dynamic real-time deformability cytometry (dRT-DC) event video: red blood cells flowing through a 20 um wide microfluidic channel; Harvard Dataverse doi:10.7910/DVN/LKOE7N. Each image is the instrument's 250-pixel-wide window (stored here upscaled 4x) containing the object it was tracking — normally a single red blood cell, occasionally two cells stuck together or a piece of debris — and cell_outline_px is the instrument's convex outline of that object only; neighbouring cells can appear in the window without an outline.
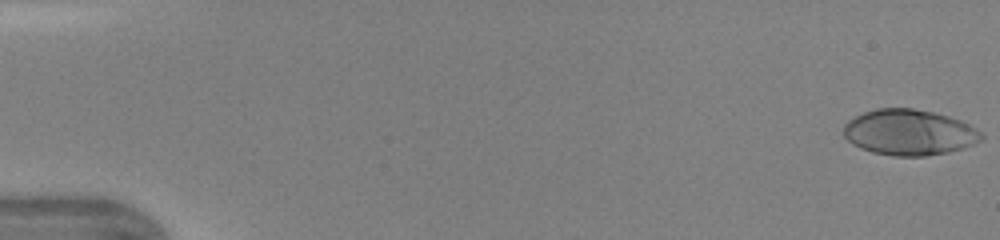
{"species": "human", "species_latin": "Homo sapiens", "temperature_condition": "warm", "stored_images_in_passage": 45, "camera_frame_rate_fps": 3000, "um_per_image_px": 0.085, "donor": {"sex": "female"}, "frame": {"image": 1, "passage_image": 1, "time_ms": 0.0, "image_size_px": [1000, 240], "cell_outline_px": [[984, 140], [948, 152], [924, 156], [892, 156], [872, 152], [860, 148], [852, 144], [844, 136], [844, 124], [848, 120], [864, 112], [876, 108], [912, 108], [932, 112], [948, 116], [960, 120], [976, 128], [984, 136]], "centroid_in_image_um": [77.27, 11.25], "position_along_channel_um": 7.7, "area_um2": 36.7}}
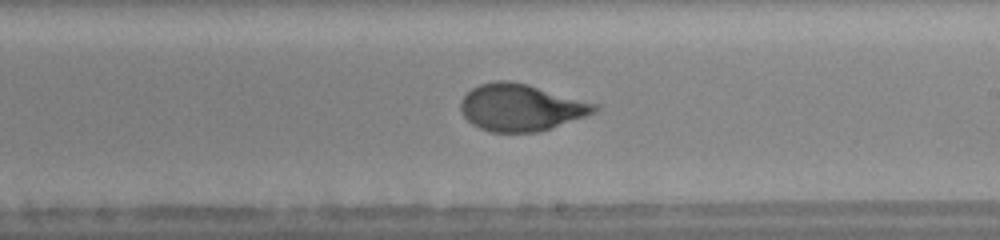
{"frame": {"image": 2, "passage_image": 27, "time_ms": 8.667, "image_size_px": [1000, 240], "cell_outline_px": [[600, 108], [596, 112], [536, 132], [492, 132], [480, 128], [472, 124], [464, 116], [460, 108], [460, 100], [472, 88], [480, 84], [496, 80], [508, 80], [528, 84], [600, 104]], "centroid_in_image_um": [44.27, 9.11], "position_along_channel_um": 244.7, "area_um2": 36.47}}
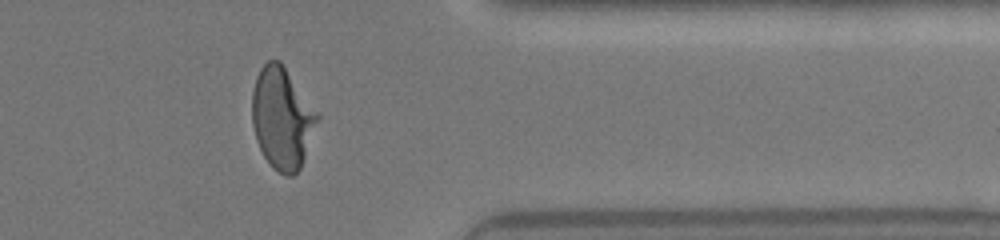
{"frame": {"image": 3, "passage_image": 37, "time_ms": 12.0, "image_size_px": [1000, 240], "cell_outline_px": [[320, 116], [300, 168], [292, 176], [284, 176], [272, 168], [264, 156], [256, 140], [252, 124], [252, 92], [256, 76], [260, 68], [268, 60], [280, 60]], "centroid_in_image_um": [23.95, 10.04], "position_along_channel_um": 387.4, "area_um2": 38.44}}